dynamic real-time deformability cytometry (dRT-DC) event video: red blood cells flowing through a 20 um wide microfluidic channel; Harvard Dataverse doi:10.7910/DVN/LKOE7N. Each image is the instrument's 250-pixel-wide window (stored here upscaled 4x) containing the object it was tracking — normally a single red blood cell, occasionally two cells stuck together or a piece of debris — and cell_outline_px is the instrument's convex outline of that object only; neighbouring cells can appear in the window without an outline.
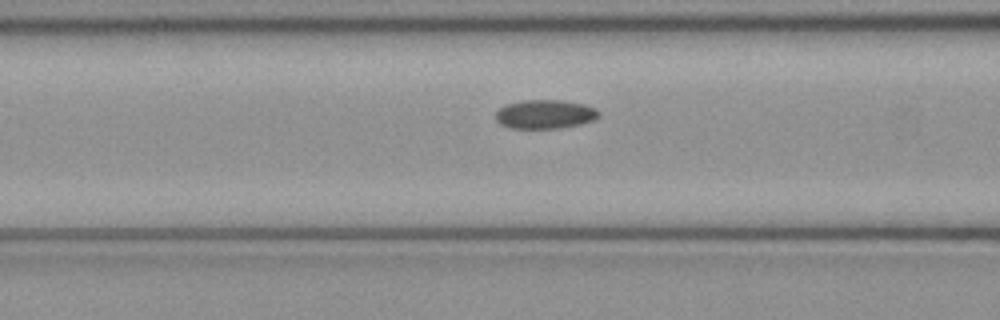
{"species": "common noctule bat (a hibernating species)", "species_latin": "Nyctalus noctula", "temperature_condition": "cold", "stored_images_in_passage": 24, "camera_frame_rate_fps": 3000, "um_per_image_px": 0.085, "animal": {"sex": "female", "body_mass_g": 21.9}, "frame": {"image": 1, "passage_image": 4, "time_ms": 1.0, "image_size_px": [1000, 320], "cell_outline_px": [[600, 116], [596, 120], [580, 124], [556, 128], [508, 128], [500, 124], [496, 120], [496, 112], [504, 104], [524, 100], [560, 100], [584, 104], [596, 108], [600, 112]], "centroid_in_image_um": [46.34, 9.7], "position_along_channel_um": 120.3, "area_um2": 17.51}}
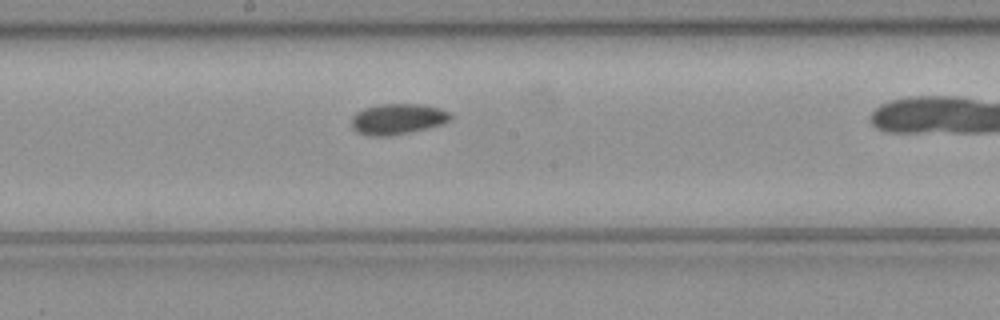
{"frame": {"image": 2, "passage_image": 11, "time_ms": 3.333, "image_size_px": [1000, 320], "cell_outline_px": [[452, 120], [444, 124], [408, 132], [388, 136], [368, 136], [356, 132], [352, 128], [352, 116], [356, 112], [364, 108], [380, 104], [420, 104], [440, 108], [448, 112], [452, 116]], "centroid_in_image_um": [33.79, 10.12], "position_along_channel_um": 214.4, "area_um2": 17.8}}
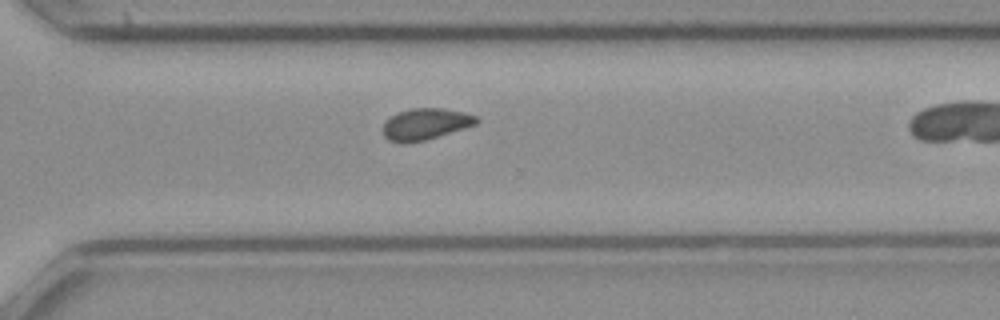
{"frame": {"image": 3, "passage_image": 20, "time_ms": 6.333, "image_size_px": [1000, 320], "cell_outline_px": [[480, 120], [476, 124], [464, 128], [424, 140], [400, 144], [388, 140], [384, 136], [384, 124], [396, 112], [412, 108], [444, 108], [464, 112], [476, 116]], "centroid_in_image_um": [36.17, 10.54], "position_along_channel_um": 334.4, "area_um2": 16.99}}